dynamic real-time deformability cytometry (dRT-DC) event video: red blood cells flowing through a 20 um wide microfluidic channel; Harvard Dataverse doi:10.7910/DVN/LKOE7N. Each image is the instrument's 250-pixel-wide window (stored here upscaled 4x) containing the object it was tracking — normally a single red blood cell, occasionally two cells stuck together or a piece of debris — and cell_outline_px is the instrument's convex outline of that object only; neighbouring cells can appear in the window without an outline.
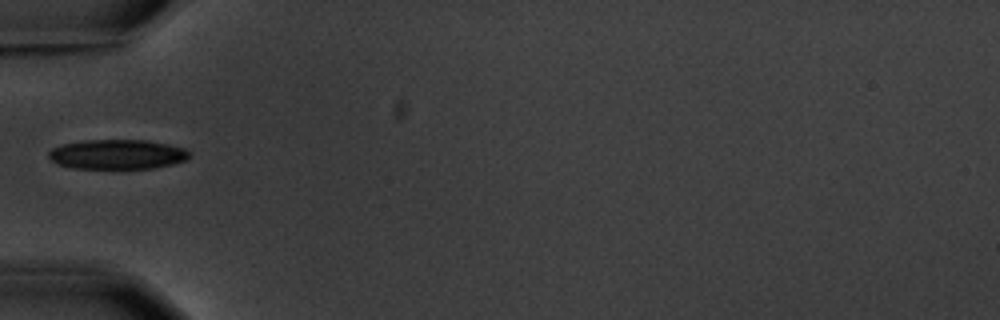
{"species": "common noctule bat (a hibernating species)", "species_latin": "Nyctalus noctula", "temperature_condition": "warm", "stored_images_in_passage": 6, "camera_frame_rate_fps": 3000, "um_per_image_px": 0.085, "animal": {"sex": "male", "body_mass_g": 20.1, "forearm_length_mm": 53.5}, "frame": {"image": 1, "passage_image": 6, "time_ms": 6.0, "image_size_px": [1000, 320], "cell_outline_px": [[188, 156], [184, 160], [172, 164], [152, 168], [72, 168], [60, 164], [52, 160], [48, 156], [48, 152], [52, 148], [64, 144], [84, 140], [148, 140], [168, 144], [184, 148], [188, 152]], "centroid_in_image_um": [9.95, 13.11], "position_along_channel_um": 75.0, "area_um2": 24.04}}